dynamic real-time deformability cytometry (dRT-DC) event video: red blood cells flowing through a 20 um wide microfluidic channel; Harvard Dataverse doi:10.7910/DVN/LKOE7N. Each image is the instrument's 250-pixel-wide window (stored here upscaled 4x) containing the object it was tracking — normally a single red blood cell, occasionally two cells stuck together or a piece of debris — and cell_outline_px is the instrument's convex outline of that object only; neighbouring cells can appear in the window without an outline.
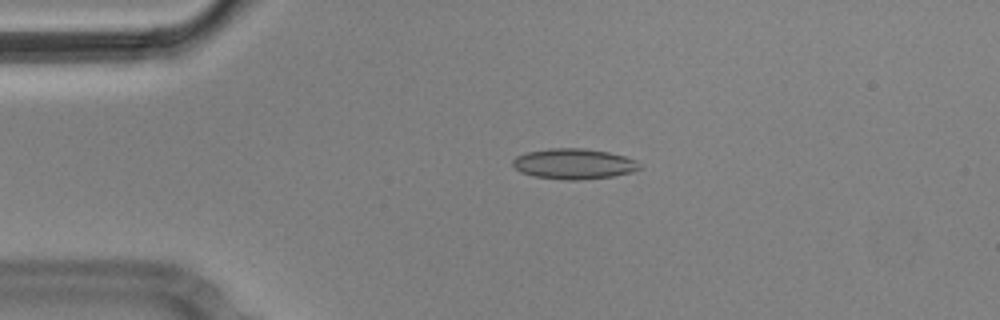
{"species": "Egyptian fruit bat (a non-hibernating species)", "species_latin": "Rousettus aegyptiacus", "temperature_condition": "cold", "stored_images_in_passage": 4, "camera_frame_rate_fps": 3000, "um_per_image_px": 0.085, "animal": {"sex": "male"}, "frame": {"image": 1, "passage_image": 3, "time_ms": 0.667, "image_size_px": [1000, 320], "cell_outline_px": [[644, 168], [632, 172], [612, 176], [580, 180], [564, 180], [532, 176], [520, 172], [512, 164], [512, 160], [516, 156], [528, 152], [552, 148], [584, 148], [608, 152], [624, 156], [636, 160]], "centroid_in_image_um": [48.79, 13.93], "position_along_channel_um": 36.2, "area_um2": 22.66}}